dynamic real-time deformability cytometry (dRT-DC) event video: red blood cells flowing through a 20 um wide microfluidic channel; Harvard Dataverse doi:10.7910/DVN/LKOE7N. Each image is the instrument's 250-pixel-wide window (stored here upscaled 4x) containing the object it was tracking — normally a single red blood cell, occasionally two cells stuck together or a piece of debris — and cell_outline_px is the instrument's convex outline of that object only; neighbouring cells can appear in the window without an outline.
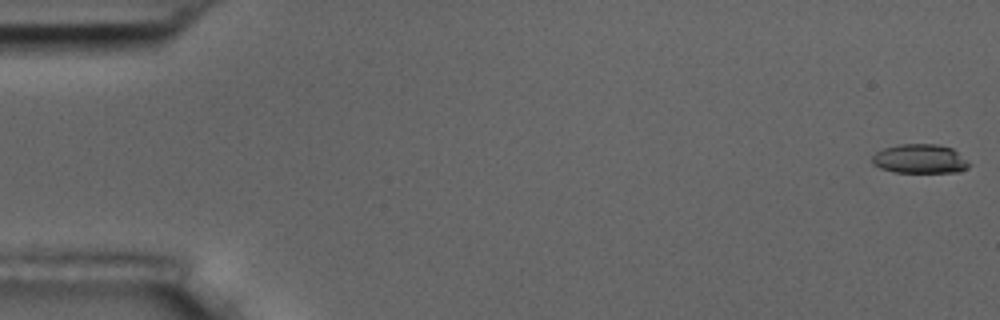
{"species": "common noctule bat (a hibernating species)", "species_latin": "Nyctalus noctula", "temperature_condition": "room temperature", "stored_images_in_passage": 8, "camera_frame_rate_fps": 3000, "um_per_image_px": 0.085, "animal": {"sex": "male", "body_mass_g": 17.5, "forearm_length_mm": 52.3}, "frame": {"image": 1, "passage_image": 1, "time_ms": 0.0, "image_size_px": [1000, 320], "cell_outline_px": [[972, 164], [968, 168], [960, 172], [892, 172], [880, 168], [872, 164], [872, 156], [876, 152], [884, 148], [900, 144], [940, 144], [952, 148], [968, 160]], "centroid_in_image_um": [78.22, 13.5], "position_along_channel_um": 6.8, "area_um2": 16.7}}
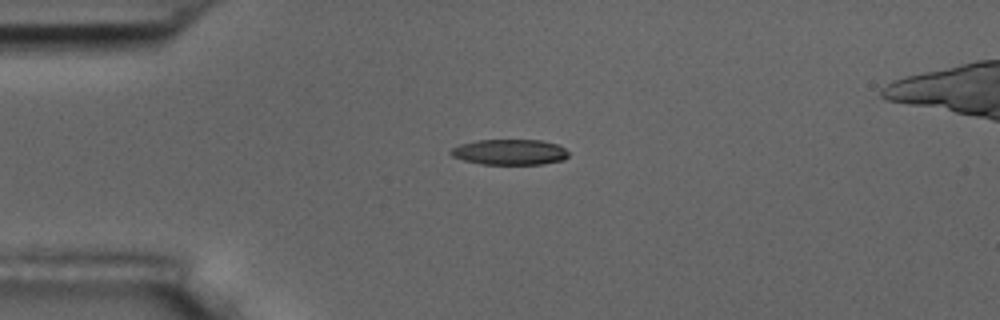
{"frame": {"image": 2, "passage_image": 5, "time_ms": 4.333, "image_size_px": [1000, 320], "cell_outline_px": [[568, 156], [564, 160], [544, 164], [480, 164], [464, 160], [452, 156], [448, 152], [452, 148], [460, 144], [476, 140], [540, 140], [556, 144], [564, 148], [568, 152]], "centroid_in_image_um": [43.31, 12.93], "position_along_channel_um": 41.7, "area_um2": 17.57}}